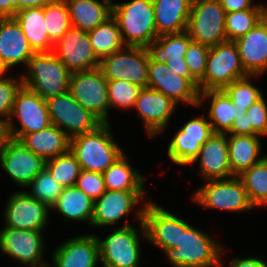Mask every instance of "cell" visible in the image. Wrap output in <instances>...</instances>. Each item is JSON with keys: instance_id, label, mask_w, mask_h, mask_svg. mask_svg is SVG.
<instances>
[{"instance_id": "39", "label": "cell", "mask_w": 267, "mask_h": 267, "mask_svg": "<svg viewBox=\"0 0 267 267\" xmlns=\"http://www.w3.org/2000/svg\"><path fill=\"white\" fill-rule=\"evenodd\" d=\"M47 33L55 44L71 27V19L65 0H53L43 8Z\"/></svg>"}, {"instance_id": "31", "label": "cell", "mask_w": 267, "mask_h": 267, "mask_svg": "<svg viewBox=\"0 0 267 267\" xmlns=\"http://www.w3.org/2000/svg\"><path fill=\"white\" fill-rule=\"evenodd\" d=\"M206 99L211 100L208 118L214 133H227L235 117L245 114L232 106L231 99L223 90L200 92L198 107H201Z\"/></svg>"}, {"instance_id": "32", "label": "cell", "mask_w": 267, "mask_h": 267, "mask_svg": "<svg viewBox=\"0 0 267 267\" xmlns=\"http://www.w3.org/2000/svg\"><path fill=\"white\" fill-rule=\"evenodd\" d=\"M128 162L127 155L123 153L102 173L106 190L146 191L145 176Z\"/></svg>"}, {"instance_id": "30", "label": "cell", "mask_w": 267, "mask_h": 267, "mask_svg": "<svg viewBox=\"0 0 267 267\" xmlns=\"http://www.w3.org/2000/svg\"><path fill=\"white\" fill-rule=\"evenodd\" d=\"M259 135H228L229 162L232 173L240 175L244 170L262 161Z\"/></svg>"}, {"instance_id": "13", "label": "cell", "mask_w": 267, "mask_h": 267, "mask_svg": "<svg viewBox=\"0 0 267 267\" xmlns=\"http://www.w3.org/2000/svg\"><path fill=\"white\" fill-rule=\"evenodd\" d=\"M147 87L163 93L177 105L178 102H184L198 107V83L193 78H186L169 70L166 63L155 62L150 57Z\"/></svg>"}, {"instance_id": "7", "label": "cell", "mask_w": 267, "mask_h": 267, "mask_svg": "<svg viewBox=\"0 0 267 267\" xmlns=\"http://www.w3.org/2000/svg\"><path fill=\"white\" fill-rule=\"evenodd\" d=\"M226 12L219 0H193L187 32L191 39L213 47L227 41Z\"/></svg>"}, {"instance_id": "15", "label": "cell", "mask_w": 267, "mask_h": 267, "mask_svg": "<svg viewBox=\"0 0 267 267\" xmlns=\"http://www.w3.org/2000/svg\"><path fill=\"white\" fill-rule=\"evenodd\" d=\"M53 53L70 73L89 71L100 66L88 32L71 27L55 44Z\"/></svg>"}, {"instance_id": "14", "label": "cell", "mask_w": 267, "mask_h": 267, "mask_svg": "<svg viewBox=\"0 0 267 267\" xmlns=\"http://www.w3.org/2000/svg\"><path fill=\"white\" fill-rule=\"evenodd\" d=\"M42 231L4 227L0 231V251L25 266L49 267L43 260L45 241Z\"/></svg>"}, {"instance_id": "27", "label": "cell", "mask_w": 267, "mask_h": 267, "mask_svg": "<svg viewBox=\"0 0 267 267\" xmlns=\"http://www.w3.org/2000/svg\"><path fill=\"white\" fill-rule=\"evenodd\" d=\"M20 141L34 154L45 161L65 154L70 150V137L56 125L24 135Z\"/></svg>"}, {"instance_id": "44", "label": "cell", "mask_w": 267, "mask_h": 267, "mask_svg": "<svg viewBox=\"0 0 267 267\" xmlns=\"http://www.w3.org/2000/svg\"><path fill=\"white\" fill-rule=\"evenodd\" d=\"M19 80L7 76L0 77V117L7 120H10L16 94L23 86L22 78Z\"/></svg>"}, {"instance_id": "52", "label": "cell", "mask_w": 267, "mask_h": 267, "mask_svg": "<svg viewBox=\"0 0 267 267\" xmlns=\"http://www.w3.org/2000/svg\"><path fill=\"white\" fill-rule=\"evenodd\" d=\"M53 0H16V12L26 9L41 7L44 8L47 4Z\"/></svg>"}, {"instance_id": "16", "label": "cell", "mask_w": 267, "mask_h": 267, "mask_svg": "<svg viewBox=\"0 0 267 267\" xmlns=\"http://www.w3.org/2000/svg\"><path fill=\"white\" fill-rule=\"evenodd\" d=\"M213 133L205 116L189 120L175 133L168 145L167 154L170 161L181 166H192L198 158L201 146Z\"/></svg>"}, {"instance_id": "9", "label": "cell", "mask_w": 267, "mask_h": 267, "mask_svg": "<svg viewBox=\"0 0 267 267\" xmlns=\"http://www.w3.org/2000/svg\"><path fill=\"white\" fill-rule=\"evenodd\" d=\"M206 183L193 194V200L206 208H216V210L221 209L228 212H243L254 209L239 176L206 180Z\"/></svg>"}, {"instance_id": "40", "label": "cell", "mask_w": 267, "mask_h": 267, "mask_svg": "<svg viewBox=\"0 0 267 267\" xmlns=\"http://www.w3.org/2000/svg\"><path fill=\"white\" fill-rule=\"evenodd\" d=\"M252 75L233 81L223 91L232 101V106L246 114L247 109L263 95L255 85L250 82Z\"/></svg>"}, {"instance_id": "50", "label": "cell", "mask_w": 267, "mask_h": 267, "mask_svg": "<svg viewBox=\"0 0 267 267\" xmlns=\"http://www.w3.org/2000/svg\"><path fill=\"white\" fill-rule=\"evenodd\" d=\"M166 64L168 65L169 70H172L183 77L192 78L188 65L185 62V58L176 61H166Z\"/></svg>"}, {"instance_id": "42", "label": "cell", "mask_w": 267, "mask_h": 267, "mask_svg": "<svg viewBox=\"0 0 267 267\" xmlns=\"http://www.w3.org/2000/svg\"><path fill=\"white\" fill-rule=\"evenodd\" d=\"M108 99L111 107L134 108L141 87L123 80H107Z\"/></svg>"}, {"instance_id": "26", "label": "cell", "mask_w": 267, "mask_h": 267, "mask_svg": "<svg viewBox=\"0 0 267 267\" xmlns=\"http://www.w3.org/2000/svg\"><path fill=\"white\" fill-rule=\"evenodd\" d=\"M193 0H153L157 35L187 31Z\"/></svg>"}, {"instance_id": "18", "label": "cell", "mask_w": 267, "mask_h": 267, "mask_svg": "<svg viewBox=\"0 0 267 267\" xmlns=\"http://www.w3.org/2000/svg\"><path fill=\"white\" fill-rule=\"evenodd\" d=\"M143 222L147 235L146 240L163 251L167 248H177L179 229H187L190 226L152 200L145 202Z\"/></svg>"}, {"instance_id": "43", "label": "cell", "mask_w": 267, "mask_h": 267, "mask_svg": "<svg viewBox=\"0 0 267 267\" xmlns=\"http://www.w3.org/2000/svg\"><path fill=\"white\" fill-rule=\"evenodd\" d=\"M209 49L210 47L192 40L185 53V62L188 65L191 77L197 83L204 78Z\"/></svg>"}, {"instance_id": "29", "label": "cell", "mask_w": 267, "mask_h": 267, "mask_svg": "<svg viewBox=\"0 0 267 267\" xmlns=\"http://www.w3.org/2000/svg\"><path fill=\"white\" fill-rule=\"evenodd\" d=\"M15 20L20 24L34 53L53 52L54 43L47 33L43 8H26L15 13Z\"/></svg>"}, {"instance_id": "10", "label": "cell", "mask_w": 267, "mask_h": 267, "mask_svg": "<svg viewBox=\"0 0 267 267\" xmlns=\"http://www.w3.org/2000/svg\"><path fill=\"white\" fill-rule=\"evenodd\" d=\"M69 92L102 123H109L107 79L100 68L71 73Z\"/></svg>"}, {"instance_id": "19", "label": "cell", "mask_w": 267, "mask_h": 267, "mask_svg": "<svg viewBox=\"0 0 267 267\" xmlns=\"http://www.w3.org/2000/svg\"><path fill=\"white\" fill-rule=\"evenodd\" d=\"M49 207L27 192L13 193L5 207L6 227L20 230L43 231L49 219Z\"/></svg>"}, {"instance_id": "47", "label": "cell", "mask_w": 267, "mask_h": 267, "mask_svg": "<svg viewBox=\"0 0 267 267\" xmlns=\"http://www.w3.org/2000/svg\"><path fill=\"white\" fill-rule=\"evenodd\" d=\"M227 135H252V126H248V115L240 114L235 117Z\"/></svg>"}, {"instance_id": "2", "label": "cell", "mask_w": 267, "mask_h": 267, "mask_svg": "<svg viewBox=\"0 0 267 267\" xmlns=\"http://www.w3.org/2000/svg\"><path fill=\"white\" fill-rule=\"evenodd\" d=\"M213 239L190 225L187 229H179L177 248H167L163 252L175 267H222L223 245Z\"/></svg>"}, {"instance_id": "20", "label": "cell", "mask_w": 267, "mask_h": 267, "mask_svg": "<svg viewBox=\"0 0 267 267\" xmlns=\"http://www.w3.org/2000/svg\"><path fill=\"white\" fill-rule=\"evenodd\" d=\"M176 106L163 93L147 87L140 90L134 108L145 125L147 135L155 136L164 131Z\"/></svg>"}, {"instance_id": "23", "label": "cell", "mask_w": 267, "mask_h": 267, "mask_svg": "<svg viewBox=\"0 0 267 267\" xmlns=\"http://www.w3.org/2000/svg\"><path fill=\"white\" fill-rule=\"evenodd\" d=\"M200 176L205 180L226 179L235 176L230 168L228 135L213 133L201 146L198 158Z\"/></svg>"}, {"instance_id": "35", "label": "cell", "mask_w": 267, "mask_h": 267, "mask_svg": "<svg viewBox=\"0 0 267 267\" xmlns=\"http://www.w3.org/2000/svg\"><path fill=\"white\" fill-rule=\"evenodd\" d=\"M88 36L93 50L100 60L125 46L118 23L112 15L95 29L89 31Z\"/></svg>"}, {"instance_id": "51", "label": "cell", "mask_w": 267, "mask_h": 267, "mask_svg": "<svg viewBox=\"0 0 267 267\" xmlns=\"http://www.w3.org/2000/svg\"><path fill=\"white\" fill-rule=\"evenodd\" d=\"M16 13V0H0V18H13Z\"/></svg>"}, {"instance_id": "25", "label": "cell", "mask_w": 267, "mask_h": 267, "mask_svg": "<svg viewBox=\"0 0 267 267\" xmlns=\"http://www.w3.org/2000/svg\"><path fill=\"white\" fill-rule=\"evenodd\" d=\"M34 54L15 18H0V58L3 66L6 69L19 63L27 66Z\"/></svg>"}, {"instance_id": "24", "label": "cell", "mask_w": 267, "mask_h": 267, "mask_svg": "<svg viewBox=\"0 0 267 267\" xmlns=\"http://www.w3.org/2000/svg\"><path fill=\"white\" fill-rule=\"evenodd\" d=\"M244 70L254 77L267 68V15L247 34L234 41Z\"/></svg>"}, {"instance_id": "17", "label": "cell", "mask_w": 267, "mask_h": 267, "mask_svg": "<svg viewBox=\"0 0 267 267\" xmlns=\"http://www.w3.org/2000/svg\"><path fill=\"white\" fill-rule=\"evenodd\" d=\"M46 161L20 140L11 138L0 150V165L17 185H27L45 168Z\"/></svg>"}, {"instance_id": "41", "label": "cell", "mask_w": 267, "mask_h": 267, "mask_svg": "<svg viewBox=\"0 0 267 267\" xmlns=\"http://www.w3.org/2000/svg\"><path fill=\"white\" fill-rule=\"evenodd\" d=\"M31 193L26 191L31 197L46 204L50 209L62 194V186L52 177L45 167L28 185Z\"/></svg>"}, {"instance_id": "54", "label": "cell", "mask_w": 267, "mask_h": 267, "mask_svg": "<svg viewBox=\"0 0 267 267\" xmlns=\"http://www.w3.org/2000/svg\"><path fill=\"white\" fill-rule=\"evenodd\" d=\"M7 72V69L3 66V63L0 58V77Z\"/></svg>"}, {"instance_id": "1", "label": "cell", "mask_w": 267, "mask_h": 267, "mask_svg": "<svg viewBox=\"0 0 267 267\" xmlns=\"http://www.w3.org/2000/svg\"><path fill=\"white\" fill-rule=\"evenodd\" d=\"M110 128V123H103L92 132L70 138V151L76 156L81 170L103 173L123 154Z\"/></svg>"}, {"instance_id": "8", "label": "cell", "mask_w": 267, "mask_h": 267, "mask_svg": "<svg viewBox=\"0 0 267 267\" xmlns=\"http://www.w3.org/2000/svg\"><path fill=\"white\" fill-rule=\"evenodd\" d=\"M107 80H123L147 88L149 54L147 48L124 46L100 60V66Z\"/></svg>"}, {"instance_id": "4", "label": "cell", "mask_w": 267, "mask_h": 267, "mask_svg": "<svg viewBox=\"0 0 267 267\" xmlns=\"http://www.w3.org/2000/svg\"><path fill=\"white\" fill-rule=\"evenodd\" d=\"M144 208L145 203L137 210L136 216L141 230L137 231L134 225L126 223L102 240L97 236L99 259L103 267H139L141 248L138 232L142 231L143 239H147L143 222Z\"/></svg>"}, {"instance_id": "49", "label": "cell", "mask_w": 267, "mask_h": 267, "mask_svg": "<svg viewBox=\"0 0 267 267\" xmlns=\"http://www.w3.org/2000/svg\"><path fill=\"white\" fill-rule=\"evenodd\" d=\"M230 267H266L267 262L257 257L233 258Z\"/></svg>"}, {"instance_id": "38", "label": "cell", "mask_w": 267, "mask_h": 267, "mask_svg": "<svg viewBox=\"0 0 267 267\" xmlns=\"http://www.w3.org/2000/svg\"><path fill=\"white\" fill-rule=\"evenodd\" d=\"M45 167L62 188L74 186L81 171L76 156L70 150L65 154L46 160Z\"/></svg>"}, {"instance_id": "3", "label": "cell", "mask_w": 267, "mask_h": 267, "mask_svg": "<svg viewBox=\"0 0 267 267\" xmlns=\"http://www.w3.org/2000/svg\"><path fill=\"white\" fill-rule=\"evenodd\" d=\"M112 16L118 23L125 46L147 48L158 37L153 0L112 3Z\"/></svg>"}, {"instance_id": "36", "label": "cell", "mask_w": 267, "mask_h": 267, "mask_svg": "<svg viewBox=\"0 0 267 267\" xmlns=\"http://www.w3.org/2000/svg\"><path fill=\"white\" fill-rule=\"evenodd\" d=\"M267 15L264 5L256 4L252 9L226 13L225 33L227 41H235L247 34Z\"/></svg>"}, {"instance_id": "46", "label": "cell", "mask_w": 267, "mask_h": 267, "mask_svg": "<svg viewBox=\"0 0 267 267\" xmlns=\"http://www.w3.org/2000/svg\"><path fill=\"white\" fill-rule=\"evenodd\" d=\"M246 114L252 135H267V103L263 96L247 109Z\"/></svg>"}, {"instance_id": "37", "label": "cell", "mask_w": 267, "mask_h": 267, "mask_svg": "<svg viewBox=\"0 0 267 267\" xmlns=\"http://www.w3.org/2000/svg\"><path fill=\"white\" fill-rule=\"evenodd\" d=\"M238 176L253 207L259 209L263 205L267 206V156Z\"/></svg>"}, {"instance_id": "34", "label": "cell", "mask_w": 267, "mask_h": 267, "mask_svg": "<svg viewBox=\"0 0 267 267\" xmlns=\"http://www.w3.org/2000/svg\"><path fill=\"white\" fill-rule=\"evenodd\" d=\"M192 41L187 31L159 35L148 47L149 57L158 63L176 61L185 58L188 46Z\"/></svg>"}, {"instance_id": "28", "label": "cell", "mask_w": 267, "mask_h": 267, "mask_svg": "<svg viewBox=\"0 0 267 267\" xmlns=\"http://www.w3.org/2000/svg\"><path fill=\"white\" fill-rule=\"evenodd\" d=\"M71 25L89 32L112 15V0H65Z\"/></svg>"}, {"instance_id": "12", "label": "cell", "mask_w": 267, "mask_h": 267, "mask_svg": "<svg viewBox=\"0 0 267 267\" xmlns=\"http://www.w3.org/2000/svg\"><path fill=\"white\" fill-rule=\"evenodd\" d=\"M17 118L21 126L17 128L11 120ZM51 125L46 100L37 93L22 86L16 94L9 120L11 138L20 140L24 135L38 132Z\"/></svg>"}, {"instance_id": "5", "label": "cell", "mask_w": 267, "mask_h": 267, "mask_svg": "<svg viewBox=\"0 0 267 267\" xmlns=\"http://www.w3.org/2000/svg\"><path fill=\"white\" fill-rule=\"evenodd\" d=\"M21 76L23 86L44 100L69 91L71 73L53 52L35 53Z\"/></svg>"}, {"instance_id": "45", "label": "cell", "mask_w": 267, "mask_h": 267, "mask_svg": "<svg viewBox=\"0 0 267 267\" xmlns=\"http://www.w3.org/2000/svg\"><path fill=\"white\" fill-rule=\"evenodd\" d=\"M93 201L99 199L106 191L102 173L81 170L75 184Z\"/></svg>"}, {"instance_id": "21", "label": "cell", "mask_w": 267, "mask_h": 267, "mask_svg": "<svg viewBox=\"0 0 267 267\" xmlns=\"http://www.w3.org/2000/svg\"><path fill=\"white\" fill-rule=\"evenodd\" d=\"M49 267H96L99 259L97 235H80L59 244Z\"/></svg>"}, {"instance_id": "11", "label": "cell", "mask_w": 267, "mask_h": 267, "mask_svg": "<svg viewBox=\"0 0 267 267\" xmlns=\"http://www.w3.org/2000/svg\"><path fill=\"white\" fill-rule=\"evenodd\" d=\"M50 121L70 138L89 133L103 124L90 111L83 108L68 91L46 100Z\"/></svg>"}, {"instance_id": "22", "label": "cell", "mask_w": 267, "mask_h": 267, "mask_svg": "<svg viewBox=\"0 0 267 267\" xmlns=\"http://www.w3.org/2000/svg\"><path fill=\"white\" fill-rule=\"evenodd\" d=\"M146 191H114L106 190L94 201L92 226H111L117 223L123 215L130 213L132 208L144 200Z\"/></svg>"}, {"instance_id": "6", "label": "cell", "mask_w": 267, "mask_h": 267, "mask_svg": "<svg viewBox=\"0 0 267 267\" xmlns=\"http://www.w3.org/2000/svg\"><path fill=\"white\" fill-rule=\"evenodd\" d=\"M249 76L244 70L238 48L233 41L210 47L204 78L198 83L200 92L223 90L233 81Z\"/></svg>"}, {"instance_id": "48", "label": "cell", "mask_w": 267, "mask_h": 267, "mask_svg": "<svg viewBox=\"0 0 267 267\" xmlns=\"http://www.w3.org/2000/svg\"><path fill=\"white\" fill-rule=\"evenodd\" d=\"M219 2L226 13L252 9L256 6L252 4L253 0H219Z\"/></svg>"}, {"instance_id": "53", "label": "cell", "mask_w": 267, "mask_h": 267, "mask_svg": "<svg viewBox=\"0 0 267 267\" xmlns=\"http://www.w3.org/2000/svg\"><path fill=\"white\" fill-rule=\"evenodd\" d=\"M10 139L9 120L0 118V150L9 142Z\"/></svg>"}, {"instance_id": "33", "label": "cell", "mask_w": 267, "mask_h": 267, "mask_svg": "<svg viewBox=\"0 0 267 267\" xmlns=\"http://www.w3.org/2000/svg\"><path fill=\"white\" fill-rule=\"evenodd\" d=\"M58 210L67 220L92 223L94 201L76 185L63 188L50 210Z\"/></svg>"}]
</instances>
